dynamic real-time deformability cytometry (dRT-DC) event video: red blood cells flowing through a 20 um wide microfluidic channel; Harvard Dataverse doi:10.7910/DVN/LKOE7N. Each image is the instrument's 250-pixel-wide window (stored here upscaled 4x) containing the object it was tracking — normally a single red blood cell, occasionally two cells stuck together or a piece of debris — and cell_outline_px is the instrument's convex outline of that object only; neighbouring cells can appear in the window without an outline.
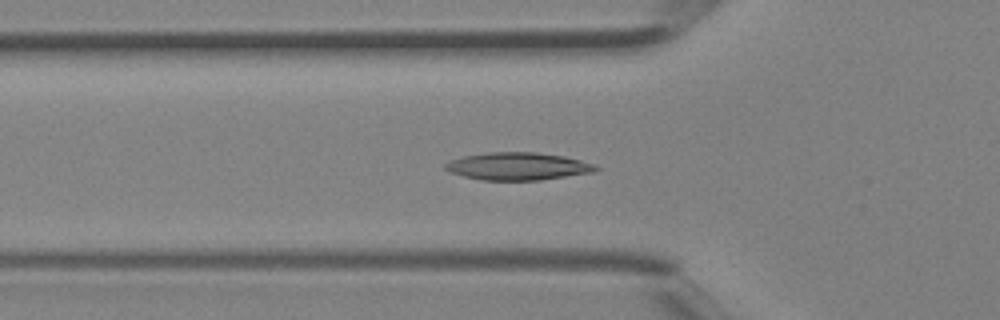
{"species": "Egyptian fruit bat (a non-hibernating species)", "species_latin": "Rousettus aegyptiacus", "temperature_condition": "room temperature", "stored_images_in_passage": 32, "camera_frame_rate_fps": 3000, "um_per_image_px": 0.085, "animal": {"sex": "female"}, "frame": {"image": 1, "passage_image": 5, "time_ms": 1.333, "image_size_px": [1000, 320], "cell_outline_px": [[600, 168], [596, 172], [540, 180], [480, 180], [464, 176], [452, 172], [444, 168], [444, 164], [448, 160], [464, 156], [488, 152], [536, 152], [564, 156], [596, 164]], "centroid_in_image_um": [44.04, 14.13], "position_along_channel_um": 81.8, "area_um2": 24.33}}
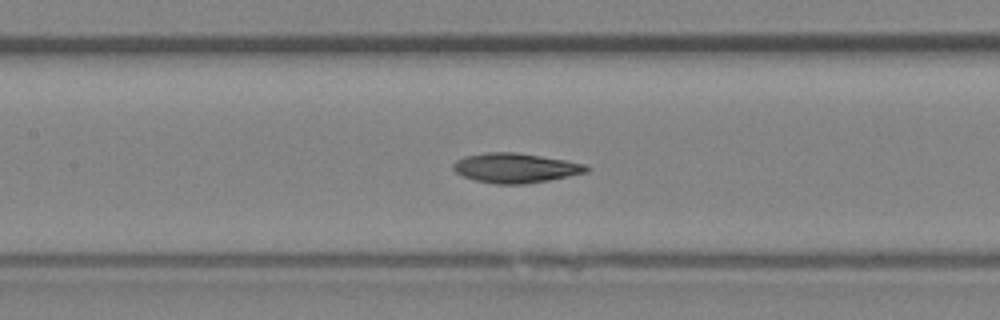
{"frame": {"image": 2, "passage_image": 10, "time_ms": 3.0, "image_size_px": [1000, 320], "cell_outline_px": [[588, 172], [548, 180], [524, 184], [492, 184], [476, 180], [464, 176], [456, 172], [452, 168], [452, 164], [456, 160], [464, 156], [488, 152], [512, 152], [540, 156], [564, 160], [584, 164], [588, 168]], "centroid_in_image_um": [43.76, 14.28], "position_along_channel_um": 163.6, "area_um2": 22.77}}
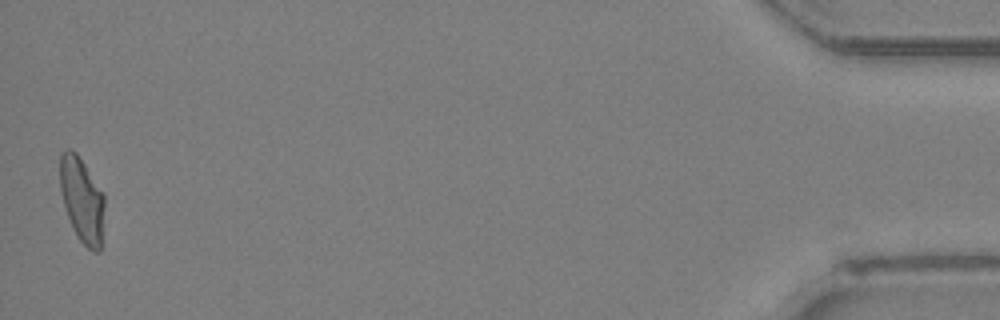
{"frame": {"image": 3, "passage_image": 32, "time_ms": 10.333, "image_size_px": [1000, 320], "cell_outline_px": [[104, 204], [100, 252], [92, 252], [80, 240], [68, 216], [64, 204], [60, 188], [60, 152], [68, 148], [76, 152], [104, 192]], "centroid_in_image_um": [6.97, 16.94], "position_along_channel_um": 428.2, "area_um2": 21.85}}